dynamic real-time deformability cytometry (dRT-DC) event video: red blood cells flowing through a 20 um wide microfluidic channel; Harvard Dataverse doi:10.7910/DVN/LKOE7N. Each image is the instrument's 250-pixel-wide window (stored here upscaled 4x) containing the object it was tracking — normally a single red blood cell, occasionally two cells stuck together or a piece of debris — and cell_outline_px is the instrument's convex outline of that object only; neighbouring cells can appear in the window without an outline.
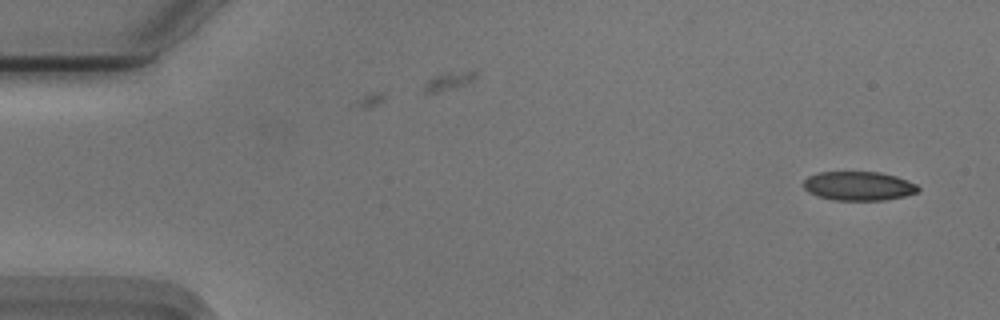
{"species": "Egyptian fruit bat (a non-hibernating species)", "species_latin": "Rousettus aegyptiacus", "temperature_condition": "cold", "stored_images_in_passage": 54, "camera_frame_rate_fps": 3000, "um_per_image_px": 0.085, "animal": {"sex": "male"}, "frame": {"image": 1, "passage_image": 1, "time_ms": 0.0, "image_size_px": [1000, 320], "cell_outline_px": [[920, 188], [916, 192], [904, 196], [884, 200], [832, 200], [816, 196], [808, 192], [800, 184], [808, 176], [816, 172], [880, 172], [896, 176], [916, 184]], "centroid_in_image_um": [72.91, 15.8], "position_along_channel_um": 12.1, "area_um2": 19.54}}
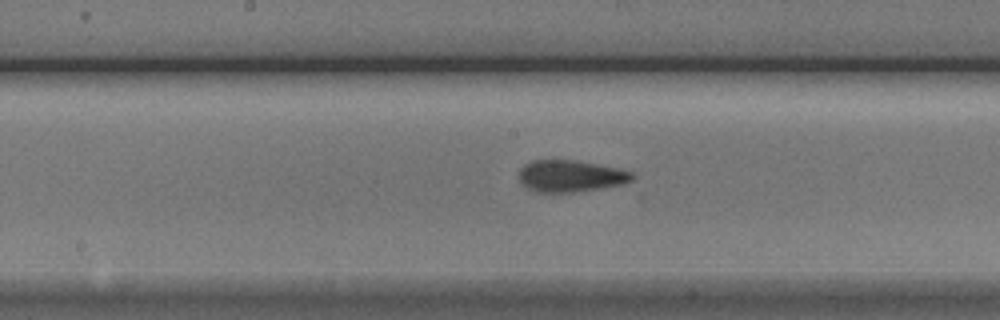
{"frame": {"image": 2, "passage_image": 26, "time_ms": 8.333, "image_size_px": [1000, 320], "cell_outline_px": [[636, 176], [632, 180], [624, 184], [600, 188], [572, 192], [536, 192], [520, 184], [520, 168], [524, 164], [532, 160], [576, 160], [616, 168], [632, 172]], "centroid_in_image_um": [48.49, 14.96], "position_along_channel_um": 199.7, "area_um2": 20.92}}
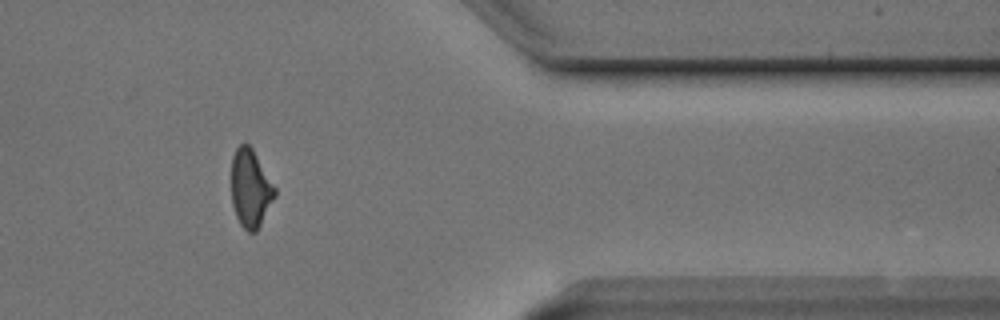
{"frame": {"image": 3, "passage_image": 43, "time_ms": 14.0, "image_size_px": [1000, 320], "cell_outline_px": [[276, 196], [256, 232], [248, 232], [240, 224], [236, 216], [232, 204], [232, 156], [236, 148], [240, 144], [248, 144], [252, 148], [276, 188]], "centroid_in_image_um": [21.29, 16.02], "position_along_channel_um": 390.1, "area_um2": 19.65}, "authors_computed_cell_mechanics": {"area_um2": 20.7213, "velocity_mm_per_s": 3.7373, "shape_relaxation_time_tau1_ms": 9.6638, "shape_relaxation_time_tau2_ms": 1.6652, "deformation_change_tau1": 0.1931, "deformation_change_tau2": 0.0906}}